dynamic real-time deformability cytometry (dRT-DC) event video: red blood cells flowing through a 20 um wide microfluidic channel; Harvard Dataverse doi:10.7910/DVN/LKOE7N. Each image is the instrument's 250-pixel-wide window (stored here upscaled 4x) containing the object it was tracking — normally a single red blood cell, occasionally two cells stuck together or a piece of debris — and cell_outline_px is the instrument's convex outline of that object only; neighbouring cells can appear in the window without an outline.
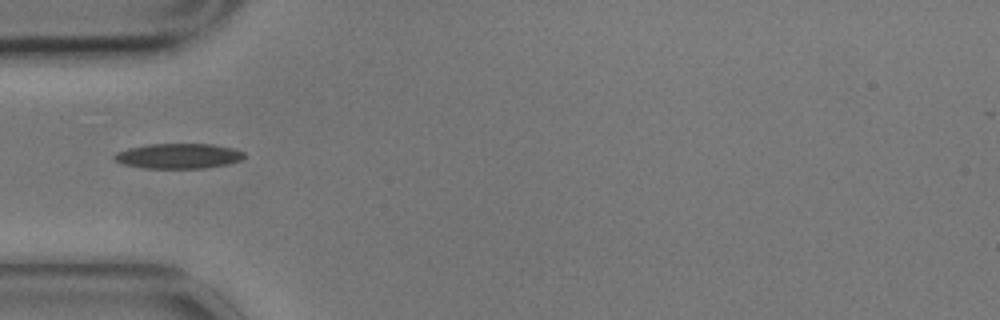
{"species": "common noctule bat (a hibernating species)", "species_latin": "Nyctalus noctula", "temperature_condition": "cold", "stored_images_in_passage": 5, "camera_frame_rate_fps": 3000, "um_per_image_px": 0.085, "animal": {"sex": "male", "body_mass_g": 17.9}, "frame": {"image": 1, "passage_image": 5, "time_ms": 1.333, "image_size_px": [1000, 320], "cell_outline_px": [[244, 156], [240, 160], [228, 164], [204, 168], [144, 168], [124, 164], [116, 160], [112, 156], [116, 152], [128, 148], [148, 144], [212, 144], [232, 148], [244, 152]], "centroid_in_image_um": [15.15, 13.26], "position_along_channel_um": 69.8, "area_um2": 18.9}}